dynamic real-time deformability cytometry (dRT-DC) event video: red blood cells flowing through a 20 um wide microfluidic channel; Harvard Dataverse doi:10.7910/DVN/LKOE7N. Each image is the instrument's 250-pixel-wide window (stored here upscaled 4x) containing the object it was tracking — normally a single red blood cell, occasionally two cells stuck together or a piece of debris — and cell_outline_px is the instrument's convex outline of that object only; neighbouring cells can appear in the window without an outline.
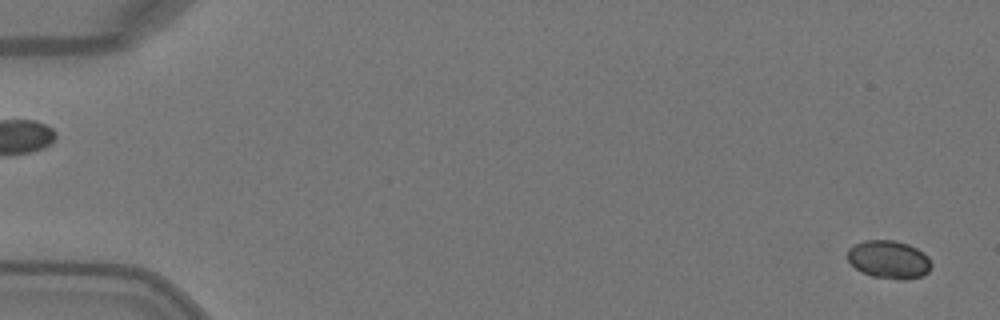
{"species": "Egyptian fruit bat (a non-hibernating species)", "species_latin": "Rousettus aegyptiacus", "temperature_condition": "warm", "stored_images_in_passage": 5, "segment_of_instrument_passage": [2, 2], "camera_frame_rate_fps": 3000, "um_per_image_px": 0.085, "animal": {"sex": "female"}, "frame": {"image": 1, "passage_image": 5, "time_ms": 1.333, "image_size_px": [1000, 320], "cell_outline_px": [[932, 264], [928, 272], [920, 276], [904, 280], [896, 280], [872, 276], [860, 272], [848, 260], [848, 248], [864, 240], [896, 240], [908, 244], [924, 252], [928, 256]], "centroid_in_image_um": [75.56, 22.06], "position_along_channel_um": 9.4, "area_um2": 18.73}}